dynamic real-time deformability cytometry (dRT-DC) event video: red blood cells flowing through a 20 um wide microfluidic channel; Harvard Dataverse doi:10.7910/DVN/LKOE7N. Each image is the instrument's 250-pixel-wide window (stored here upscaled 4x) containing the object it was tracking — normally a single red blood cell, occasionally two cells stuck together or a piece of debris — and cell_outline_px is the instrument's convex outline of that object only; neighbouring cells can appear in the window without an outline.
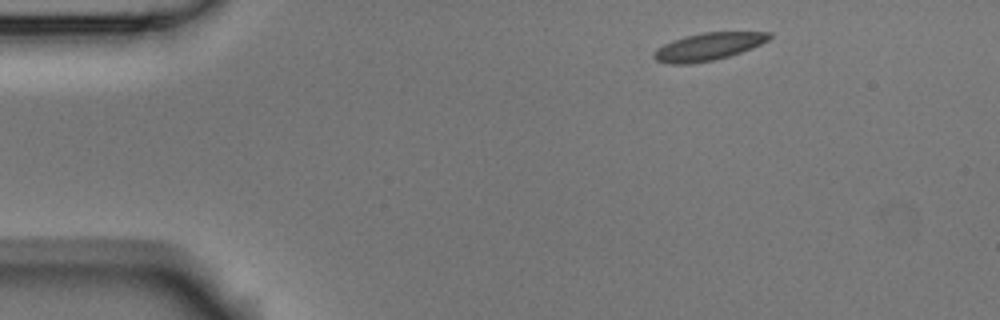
{"species": "Egyptian fruit bat (a non-hibernating species)", "species_latin": "Rousettus aegyptiacus", "temperature_condition": "room temperature", "stored_images_in_passage": 3, "camera_frame_rate_fps": 3000, "um_per_image_px": 0.085, "animal": {"sex": "male"}, "frame": {"image": 1, "passage_image": 1, "time_ms": 0.0, "image_size_px": [1000, 320], "cell_outline_px": [[772, 36], [768, 40], [752, 48], [728, 56], [712, 60], [692, 64], [668, 64], [656, 60], [652, 56], [652, 52], [656, 48], [672, 40], [684, 36], [704, 32], [772, 32]], "centroid_in_image_um": [60.15, 3.96], "position_along_channel_um": 24.8, "area_um2": 18.55}}